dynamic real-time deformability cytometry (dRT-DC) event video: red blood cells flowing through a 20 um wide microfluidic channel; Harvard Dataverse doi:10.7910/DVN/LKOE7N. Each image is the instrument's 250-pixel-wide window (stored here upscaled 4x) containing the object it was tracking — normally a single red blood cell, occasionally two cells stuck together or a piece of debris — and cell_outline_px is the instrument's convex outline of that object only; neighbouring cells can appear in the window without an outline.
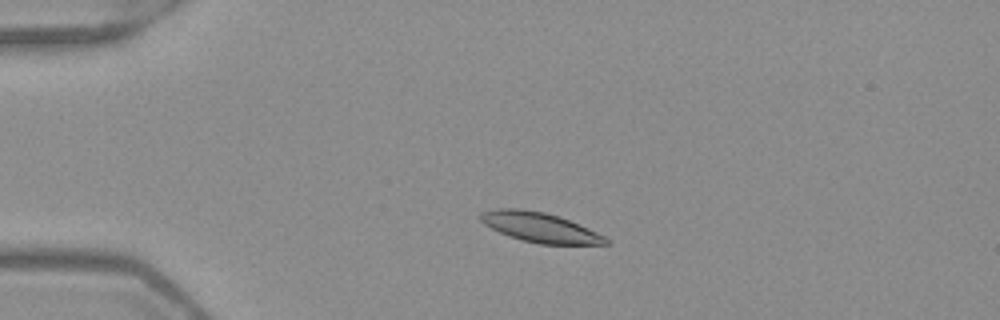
{"species": "Egyptian fruit bat (a non-hibernating species)", "species_latin": "Rousettus aegyptiacus", "temperature_condition": "warm", "stored_images_in_passage": 50, "camera_frame_rate_fps": 3000, "um_per_image_px": 0.085, "frame": {"image": 1, "passage_image": 10, "time_ms": 3.0, "image_size_px": [1000, 320], "cell_outline_px": [[612, 244], [540, 244], [520, 240], [508, 236], [484, 224], [480, 220], [480, 212], [496, 208], [520, 208], [544, 212], [560, 216], [588, 228], [604, 236]], "centroid_in_image_um": [45.87, 19.32], "position_along_channel_um": 39.1, "area_um2": 21.73}}
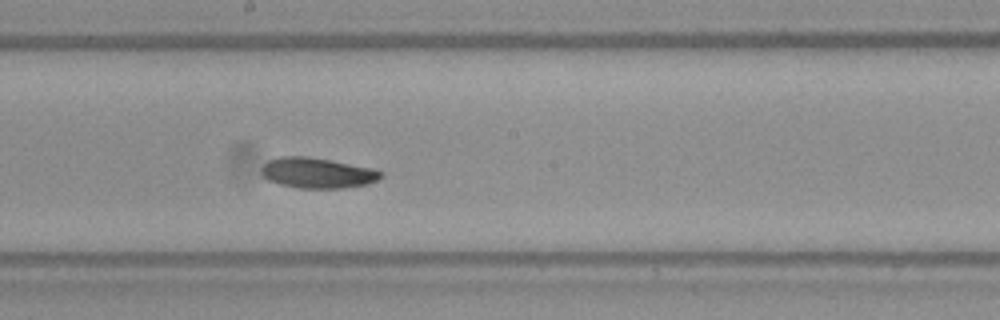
{"frame": {"image": 2, "passage_image": 27, "time_ms": 8.667, "image_size_px": [1000, 320], "cell_outline_px": [[384, 176], [368, 184], [344, 188], [296, 188], [280, 184], [268, 180], [264, 176], [264, 164], [268, 160], [280, 156], [308, 156], [332, 160], [372, 168], [384, 172]], "centroid_in_image_um": [27.02, 14.69], "position_along_channel_um": 221.2, "area_um2": 21.21}}
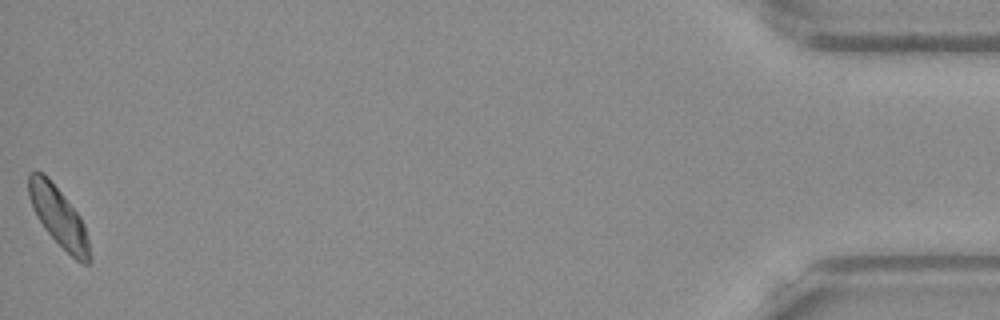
{"frame": {"image": 3, "passage_image": 50, "time_ms": 16.333, "image_size_px": [1000, 320], "cell_outline_px": [[92, 260], [88, 264], [84, 264], [76, 260], [44, 228], [36, 216], [32, 208], [28, 196], [28, 172], [44, 172], [48, 176], [80, 216], [84, 224], [92, 256]], "centroid_in_image_um": [4.98, 18.41], "position_along_channel_um": 430.2, "area_um2": 21.1}, "authors_computed_cell_mechanics": {"area_um2": 21.5016, "velocity_mm_per_s": 3.9202, "shape_relaxation_time_tau1_ms": 4.2626, "shape_relaxation_time_tau2_ms": null, "deformation_change_tau1": 0.1035, "deformation_change_tau2": null}}